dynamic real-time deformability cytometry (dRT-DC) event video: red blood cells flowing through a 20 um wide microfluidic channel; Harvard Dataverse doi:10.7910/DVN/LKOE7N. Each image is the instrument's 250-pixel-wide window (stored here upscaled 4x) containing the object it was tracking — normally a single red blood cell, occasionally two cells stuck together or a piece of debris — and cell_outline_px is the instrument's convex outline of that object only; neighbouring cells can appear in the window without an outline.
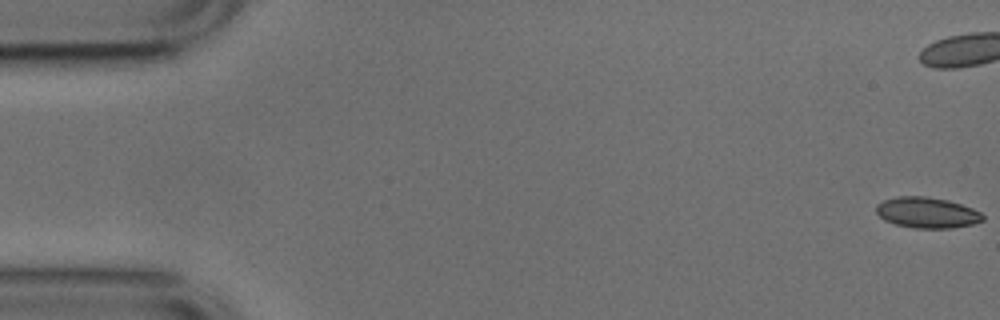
{"species": "common noctule bat (a hibernating species)", "species_latin": "Nyctalus noctula", "temperature_condition": "cold", "stored_images_in_passage": 53, "camera_frame_rate_fps": 3000, "um_per_image_px": 0.085, "animal": {"sex": "male", "body_mass_g": 17.9, "forearm_length_mm": 54.2}, "frame": {"image": 1, "passage_image": 1, "time_ms": 0.0, "image_size_px": [1000, 320], "cell_outline_px": [[984, 220], [972, 224], [952, 228], [912, 228], [896, 224], [884, 220], [876, 212], [876, 204], [884, 200], [896, 196], [924, 196], [948, 200], [972, 208], [980, 212], [984, 216]], "centroid_in_image_um": [78.78, 18.07], "position_along_channel_um": 6.2, "area_um2": 19.13}}
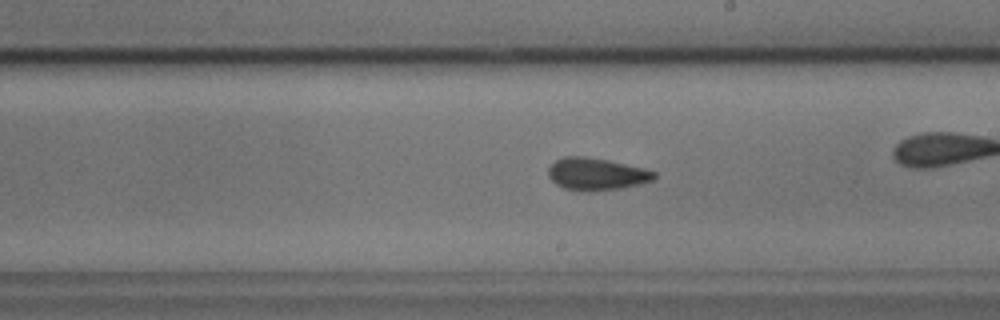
{"frame": {"image": 2, "passage_image": 30, "time_ms": 9.667, "image_size_px": [1000, 320], "cell_outline_px": [[656, 176], [652, 180], [620, 188], [564, 188], [556, 184], [548, 176], [548, 168], [556, 160], [564, 156], [584, 156], [608, 160], [644, 168], [656, 172]], "centroid_in_image_um": [50.68, 14.73], "position_along_channel_um": 238.3, "area_um2": 18.96}, "authors_computed_cell_mechanics": {"area_um2": 19.3052, "velocity_mm_per_s": 3.7852, "shape_relaxation_time_tau1_ms": 5.1988, "shape_relaxation_time_tau2_ms": 1.9219, "deformation_change_tau1": 0.1146, "deformation_change_tau2": 0.0799}}